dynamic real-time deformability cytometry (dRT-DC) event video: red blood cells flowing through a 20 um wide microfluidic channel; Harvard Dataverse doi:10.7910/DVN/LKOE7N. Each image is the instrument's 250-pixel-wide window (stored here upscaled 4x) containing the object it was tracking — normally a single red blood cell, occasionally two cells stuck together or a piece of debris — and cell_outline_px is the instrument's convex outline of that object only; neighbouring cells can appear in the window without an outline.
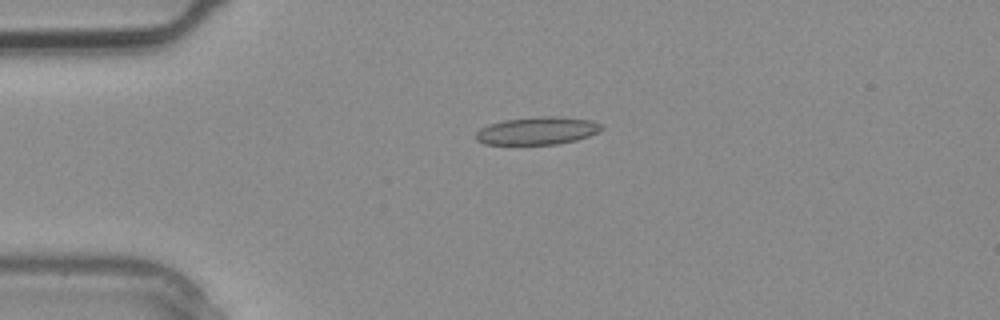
{"species": "common noctule bat (a hibernating species)", "species_latin": "Nyctalus noctula", "temperature_condition": "warm", "stored_images_in_passage": 2, "camera_frame_rate_fps": 3000, "um_per_image_px": 0.085, "animal": {"sex": "male", "body_mass_g": 20.4}, "frame": {"image": 1, "passage_image": 2, "time_ms": 0.333, "image_size_px": [1000, 320], "cell_outline_px": [[604, 128], [588, 136], [576, 140], [556, 144], [484, 144], [476, 140], [476, 132], [480, 128], [488, 124], [504, 120], [540, 116], [560, 116], [592, 120], [604, 124]], "centroid_in_image_um": [45.69, 11.1], "position_along_channel_um": 39.3, "area_um2": 20.4}}